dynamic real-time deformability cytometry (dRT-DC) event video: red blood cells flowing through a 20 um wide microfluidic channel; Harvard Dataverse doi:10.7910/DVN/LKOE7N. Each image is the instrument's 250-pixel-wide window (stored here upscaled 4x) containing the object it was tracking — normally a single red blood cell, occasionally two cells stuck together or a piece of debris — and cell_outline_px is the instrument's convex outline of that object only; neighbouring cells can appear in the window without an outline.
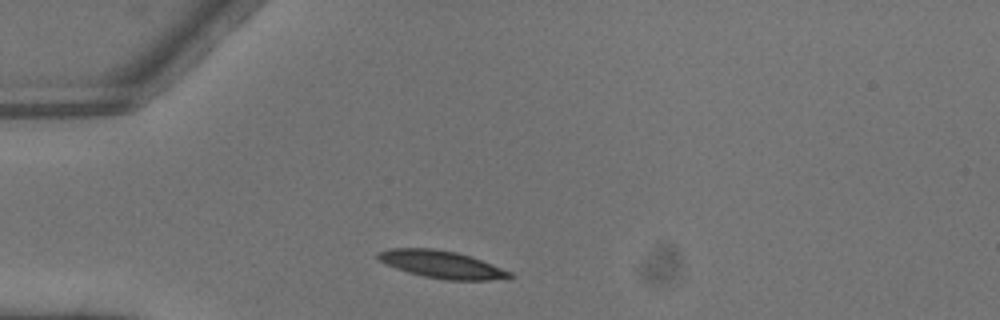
{"species": "common noctule bat (a hibernating species)", "species_latin": "Nyctalus noctula", "temperature_condition": "warm", "stored_images_in_passage": 1, "camera_frame_rate_fps": 3000, "um_per_image_px": 0.085, "animal": {"sex": "male", "body_mass_g": 13.3}, "frame": {"image": 1, "passage_image": 1, "time_ms": 0.0, "image_size_px": [1000, 320], "cell_outline_px": [[512, 276], [488, 280], [448, 280], [424, 276], [408, 272], [396, 268], [380, 260], [376, 256], [376, 252], [392, 248], [432, 248], [456, 252], [492, 264], [512, 272]], "centroid_in_image_um": [37.51, 22.47], "position_along_channel_um": 47.5, "area_um2": 20.63}}